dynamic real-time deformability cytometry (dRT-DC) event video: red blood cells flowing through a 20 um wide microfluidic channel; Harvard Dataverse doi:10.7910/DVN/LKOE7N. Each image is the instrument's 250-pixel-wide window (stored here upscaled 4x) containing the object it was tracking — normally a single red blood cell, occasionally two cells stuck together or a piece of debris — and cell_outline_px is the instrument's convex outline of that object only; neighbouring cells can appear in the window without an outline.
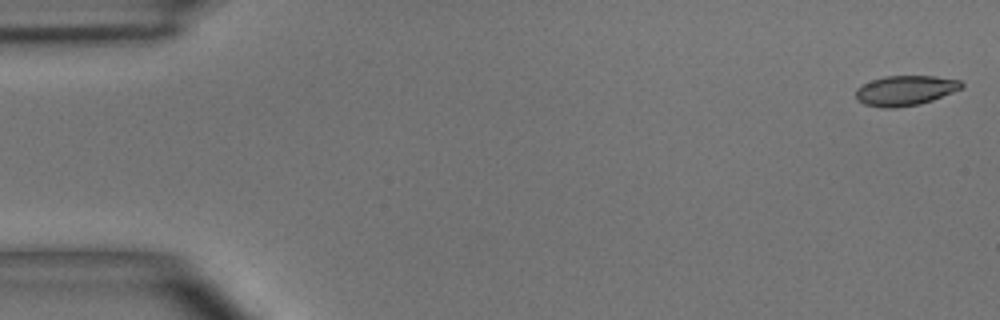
{"species": "common noctule bat (a hibernating species)", "species_latin": "Nyctalus noctula", "temperature_condition": "room temperature", "stored_images_in_passage": 5, "camera_frame_rate_fps": 3000, "um_per_image_px": 0.085, "animal": {"sex": "male", "body_mass_g": 15.6}, "frame": {"image": 1, "passage_image": 1, "time_ms": 0.0, "image_size_px": [1000, 320], "cell_outline_px": [[964, 88], [932, 100], [920, 104], [892, 108], [884, 108], [864, 104], [856, 96], [856, 88], [872, 80], [884, 76], [936, 76], [960, 80], [964, 84]], "centroid_in_image_um": [76.99, 7.68], "position_along_channel_um": 8.0, "area_um2": 18.44}}
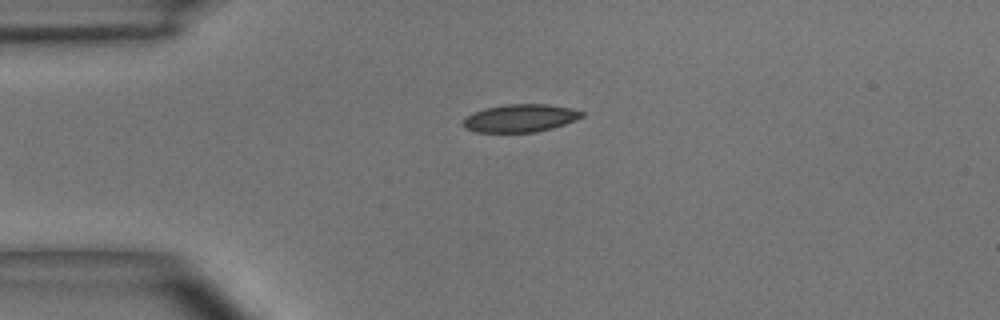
{"frame": {"image": 2, "passage_image": 4, "time_ms": 3.667, "image_size_px": [1000, 320], "cell_outline_px": [[584, 116], [576, 120], [552, 128], [536, 132], [476, 132], [464, 128], [460, 124], [468, 116], [484, 108], [504, 104], [548, 104], [568, 108], [584, 112]], "centroid_in_image_um": [44.21, 10.04], "position_along_channel_um": 40.8, "area_um2": 19.19}}